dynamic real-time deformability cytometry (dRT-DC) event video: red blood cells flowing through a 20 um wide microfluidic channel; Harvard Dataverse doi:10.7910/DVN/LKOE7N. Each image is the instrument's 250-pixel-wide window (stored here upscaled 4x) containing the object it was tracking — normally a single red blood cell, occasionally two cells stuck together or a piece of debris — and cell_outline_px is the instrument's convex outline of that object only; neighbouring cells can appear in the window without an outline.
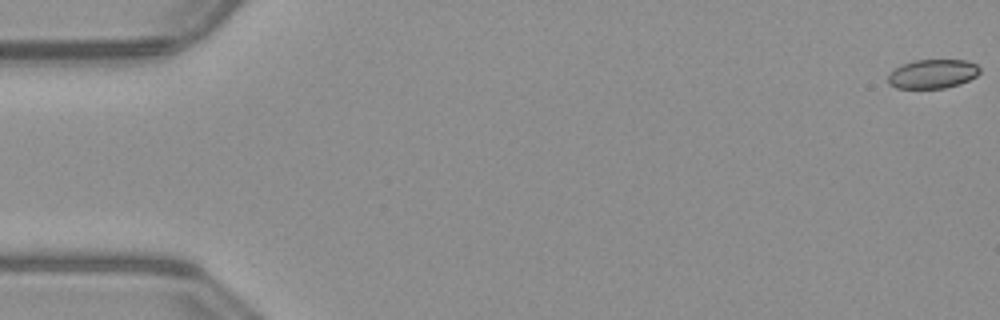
{"species": "common noctule bat (a hibernating species)", "species_latin": "Nyctalus noctula", "temperature_condition": "warm", "stored_images_in_passage": 52, "camera_frame_rate_fps": 3000, "um_per_image_px": 0.085, "animal": {"sex": "male", "body_mass_g": 23.1, "forearm_length_mm": 52.7}, "frame": {"image": 1, "passage_image": 1, "time_ms": 0.0, "image_size_px": [1000, 320], "cell_outline_px": [[980, 72], [976, 76], [960, 84], [944, 88], [896, 88], [888, 84], [888, 76], [896, 68], [904, 64], [916, 60], [964, 60], [976, 64], [980, 68]], "centroid_in_image_um": [79.29, 6.29], "position_along_channel_um": 5.7, "area_um2": 15.37}}
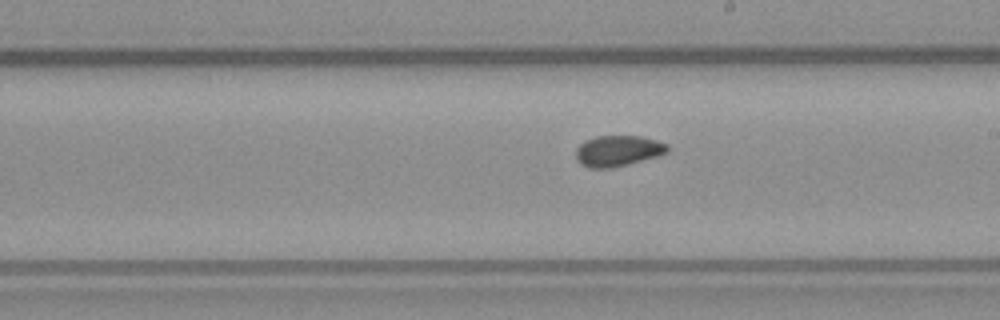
{"frame": {"image": 2, "passage_image": 30, "time_ms": 9.667, "image_size_px": [1000, 320], "cell_outline_px": [[668, 152], [656, 156], [628, 164], [612, 168], [588, 168], [580, 164], [576, 160], [576, 148], [584, 140], [596, 136], [640, 136], [656, 140], [668, 144]], "centroid_in_image_um": [52.48, 12.82], "position_along_channel_um": 236.5, "area_um2": 16.53}}
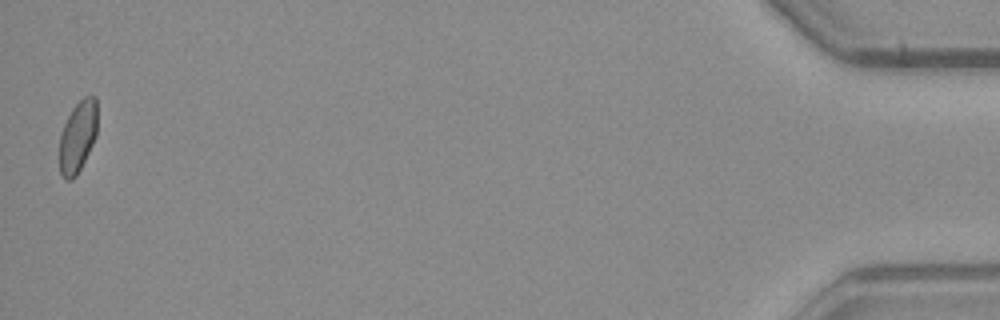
{"frame": {"image": 3, "passage_image": 52, "time_ms": 17.0, "image_size_px": [1000, 320], "cell_outline_px": [[96, 136], [76, 176], [72, 180], [64, 180], [60, 172], [60, 136], [64, 124], [72, 108], [84, 96], [96, 96]], "centroid_in_image_um": [6.6, 11.62], "position_along_channel_um": 428.6, "area_um2": 15.55}, "authors_computed_cell_mechanics": {"area_um2": 16.473, "velocity_mm_per_s": 4.0156, "shape_relaxation_time_tau1_ms": null, "shape_relaxation_time_tau2_ms": 1.7554, "deformation_change_tau1": null, "deformation_change_tau2": 0.0578}}